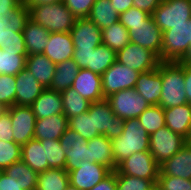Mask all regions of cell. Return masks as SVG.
I'll return each instance as SVG.
<instances>
[{"label": "cell", "mask_w": 191, "mask_h": 190, "mask_svg": "<svg viewBox=\"0 0 191 190\" xmlns=\"http://www.w3.org/2000/svg\"><path fill=\"white\" fill-rule=\"evenodd\" d=\"M29 20V9L23 2L13 12H0V48L27 55L22 31Z\"/></svg>", "instance_id": "6da1fadb"}, {"label": "cell", "mask_w": 191, "mask_h": 190, "mask_svg": "<svg viewBox=\"0 0 191 190\" xmlns=\"http://www.w3.org/2000/svg\"><path fill=\"white\" fill-rule=\"evenodd\" d=\"M149 140L150 135L141 126L138 118L124 120L122 134L111 139L115 165L133 153L149 151Z\"/></svg>", "instance_id": "7a4b0ae2"}, {"label": "cell", "mask_w": 191, "mask_h": 190, "mask_svg": "<svg viewBox=\"0 0 191 190\" xmlns=\"http://www.w3.org/2000/svg\"><path fill=\"white\" fill-rule=\"evenodd\" d=\"M162 92L159 106L163 109L188 103L184 83V62H161Z\"/></svg>", "instance_id": "3957f363"}, {"label": "cell", "mask_w": 191, "mask_h": 190, "mask_svg": "<svg viewBox=\"0 0 191 190\" xmlns=\"http://www.w3.org/2000/svg\"><path fill=\"white\" fill-rule=\"evenodd\" d=\"M29 19L40 24L50 33L70 32L76 17L65 6L64 2L32 6L29 8Z\"/></svg>", "instance_id": "277c9868"}, {"label": "cell", "mask_w": 191, "mask_h": 190, "mask_svg": "<svg viewBox=\"0 0 191 190\" xmlns=\"http://www.w3.org/2000/svg\"><path fill=\"white\" fill-rule=\"evenodd\" d=\"M191 46V19L163 32L161 62H181Z\"/></svg>", "instance_id": "5b68a950"}, {"label": "cell", "mask_w": 191, "mask_h": 190, "mask_svg": "<svg viewBox=\"0 0 191 190\" xmlns=\"http://www.w3.org/2000/svg\"><path fill=\"white\" fill-rule=\"evenodd\" d=\"M151 16L162 32L187 24L191 19V0H163Z\"/></svg>", "instance_id": "8992f818"}, {"label": "cell", "mask_w": 191, "mask_h": 190, "mask_svg": "<svg viewBox=\"0 0 191 190\" xmlns=\"http://www.w3.org/2000/svg\"><path fill=\"white\" fill-rule=\"evenodd\" d=\"M114 114L123 120L138 118L151 105L134 88L118 91L106 98Z\"/></svg>", "instance_id": "52a82bcc"}, {"label": "cell", "mask_w": 191, "mask_h": 190, "mask_svg": "<svg viewBox=\"0 0 191 190\" xmlns=\"http://www.w3.org/2000/svg\"><path fill=\"white\" fill-rule=\"evenodd\" d=\"M116 171L127 176L151 180L155 185L160 174L159 164L149 151L133 153L117 165Z\"/></svg>", "instance_id": "ba28073f"}, {"label": "cell", "mask_w": 191, "mask_h": 190, "mask_svg": "<svg viewBox=\"0 0 191 190\" xmlns=\"http://www.w3.org/2000/svg\"><path fill=\"white\" fill-rule=\"evenodd\" d=\"M72 58L80 69L102 75L117 59V53L104 44L95 49H74Z\"/></svg>", "instance_id": "9c48e42d"}, {"label": "cell", "mask_w": 191, "mask_h": 190, "mask_svg": "<svg viewBox=\"0 0 191 190\" xmlns=\"http://www.w3.org/2000/svg\"><path fill=\"white\" fill-rule=\"evenodd\" d=\"M185 144L186 138L165 125L150 135L149 152L160 165L175 155Z\"/></svg>", "instance_id": "30bf717a"}, {"label": "cell", "mask_w": 191, "mask_h": 190, "mask_svg": "<svg viewBox=\"0 0 191 190\" xmlns=\"http://www.w3.org/2000/svg\"><path fill=\"white\" fill-rule=\"evenodd\" d=\"M90 115H93L94 132H99L110 140L122 134L124 120L114 114L106 99L91 103Z\"/></svg>", "instance_id": "8fae6325"}, {"label": "cell", "mask_w": 191, "mask_h": 190, "mask_svg": "<svg viewBox=\"0 0 191 190\" xmlns=\"http://www.w3.org/2000/svg\"><path fill=\"white\" fill-rule=\"evenodd\" d=\"M139 72L117 60L101 75L104 99L118 91L134 88Z\"/></svg>", "instance_id": "7c38bea8"}, {"label": "cell", "mask_w": 191, "mask_h": 190, "mask_svg": "<svg viewBox=\"0 0 191 190\" xmlns=\"http://www.w3.org/2000/svg\"><path fill=\"white\" fill-rule=\"evenodd\" d=\"M116 60L139 73L156 69L161 62L154 52L131 42L117 52Z\"/></svg>", "instance_id": "4fadbf2b"}, {"label": "cell", "mask_w": 191, "mask_h": 190, "mask_svg": "<svg viewBox=\"0 0 191 190\" xmlns=\"http://www.w3.org/2000/svg\"><path fill=\"white\" fill-rule=\"evenodd\" d=\"M128 33L131 43L151 50L161 61L163 32L151 15L146 17V23L129 24Z\"/></svg>", "instance_id": "5bb4252c"}, {"label": "cell", "mask_w": 191, "mask_h": 190, "mask_svg": "<svg viewBox=\"0 0 191 190\" xmlns=\"http://www.w3.org/2000/svg\"><path fill=\"white\" fill-rule=\"evenodd\" d=\"M61 148L66 155L65 170L69 173L80 167L81 162L88 161V140L69 127L59 138Z\"/></svg>", "instance_id": "9a60e30c"}, {"label": "cell", "mask_w": 191, "mask_h": 190, "mask_svg": "<svg viewBox=\"0 0 191 190\" xmlns=\"http://www.w3.org/2000/svg\"><path fill=\"white\" fill-rule=\"evenodd\" d=\"M10 118L15 143L22 146L34 138L37 118L31 106L13 105L10 107Z\"/></svg>", "instance_id": "2e32d148"}, {"label": "cell", "mask_w": 191, "mask_h": 190, "mask_svg": "<svg viewBox=\"0 0 191 190\" xmlns=\"http://www.w3.org/2000/svg\"><path fill=\"white\" fill-rule=\"evenodd\" d=\"M111 170L101 164L91 163L90 161L81 162L76 170H71L69 182L79 190H89L101 182Z\"/></svg>", "instance_id": "e0dca14e"}, {"label": "cell", "mask_w": 191, "mask_h": 190, "mask_svg": "<svg viewBox=\"0 0 191 190\" xmlns=\"http://www.w3.org/2000/svg\"><path fill=\"white\" fill-rule=\"evenodd\" d=\"M70 34L75 49H95L102 44V30L88 18L76 19Z\"/></svg>", "instance_id": "ac0fdd59"}, {"label": "cell", "mask_w": 191, "mask_h": 190, "mask_svg": "<svg viewBox=\"0 0 191 190\" xmlns=\"http://www.w3.org/2000/svg\"><path fill=\"white\" fill-rule=\"evenodd\" d=\"M74 49L70 32H54L49 34L47 46L43 54L57 65L65 60L71 59Z\"/></svg>", "instance_id": "d6986e66"}, {"label": "cell", "mask_w": 191, "mask_h": 190, "mask_svg": "<svg viewBox=\"0 0 191 190\" xmlns=\"http://www.w3.org/2000/svg\"><path fill=\"white\" fill-rule=\"evenodd\" d=\"M72 88L91 103L104 100L101 75L87 69H79Z\"/></svg>", "instance_id": "ffe728a7"}, {"label": "cell", "mask_w": 191, "mask_h": 190, "mask_svg": "<svg viewBox=\"0 0 191 190\" xmlns=\"http://www.w3.org/2000/svg\"><path fill=\"white\" fill-rule=\"evenodd\" d=\"M15 105L30 106L45 89L26 68L16 76Z\"/></svg>", "instance_id": "44dd1931"}, {"label": "cell", "mask_w": 191, "mask_h": 190, "mask_svg": "<svg viewBox=\"0 0 191 190\" xmlns=\"http://www.w3.org/2000/svg\"><path fill=\"white\" fill-rule=\"evenodd\" d=\"M159 176L191 179V145L186 143L175 155L159 165Z\"/></svg>", "instance_id": "7402d4cb"}, {"label": "cell", "mask_w": 191, "mask_h": 190, "mask_svg": "<svg viewBox=\"0 0 191 190\" xmlns=\"http://www.w3.org/2000/svg\"><path fill=\"white\" fill-rule=\"evenodd\" d=\"M152 105H159L162 92L161 62L158 68L140 73L134 87Z\"/></svg>", "instance_id": "603a6c76"}, {"label": "cell", "mask_w": 191, "mask_h": 190, "mask_svg": "<svg viewBox=\"0 0 191 190\" xmlns=\"http://www.w3.org/2000/svg\"><path fill=\"white\" fill-rule=\"evenodd\" d=\"M30 106L37 119L63 114V103L60 92L49 88H45Z\"/></svg>", "instance_id": "cb8c5ba5"}, {"label": "cell", "mask_w": 191, "mask_h": 190, "mask_svg": "<svg viewBox=\"0 0 191 190\" xmlns=\"http://www.w3.org/2000/svg\"><path fill=\"white\" fill-rule=\"evenodd\" d=\"M69 124L64 114L37 119L34 129V138L37 140H59L67 130Z\"/></svg>", "instance_id": "d4e9b609"}, {"label": "cell", "mask_w": 191, "mask_h": 190, "mask_svg": "<svg viewBox=\"0 0 191 190\" xmlns=\"http://www.w3.org/2000/svg\"><path fill=\"white\" fill-rule=\"evenodd\" d=\"M88 161L108 167L111 171L116 170L111 140L104 135L88 140Z\"/></svg>", "instance_id": "484cf974"}, {"label": "cell", "mask_w": 191, "mask_h": 190, "mask_svg": "<svg viewBox=\"0 0 191 190\" xmlns=\"http://www.w3.org/2000/svg\"><path fill=\"white\" fill-rule=\"evenodd\" d=\"M165 125L173 132L187 138L191 129V105L170 107L164 109Z\"/></svg>", "instance_id": "4316f807"}, {"label": "cell", "mask_w": 191, "mask_h": 190, "mask_svg": "<svg viewBox=\"0 0 191 190\" xmlns=\"http://www.w3.org/2000/svg\"><path fill=\"white\" fill-rule=\"evenodd\" d=\"M25 68L32 73L44 88L51 86L56 64L51 62L45 54L40 53L27 56Z\"/></svg>", "instance_id": "83f0119b"}, {"label": "cell", "mask_w": 191, "mask_h": 190, "mask_svg": "<svg viewBox=\"0 0 191 190\" xmlns=\"http://www.w3.org/2000/svg\"><path fill=\"white\" fill-rule=\"evenodd\" d=\"M22 33L27 56L44 52L50 34L47 29L29 19Z\"/></svg>", "instance_id": "f1b7e54d"}, {"label": "cell", "mask_w": 191, "mask_h": 190, "mask_svg": "<svg viewBox=\"0 0 191 190\" xmlns=\"http://www.w3.org/2000/svg\"><path fill=\"white\" fill-rule=\"evenodd\" d=\"M21 160L37 173L48 169L45 149L41 141L35 138L22 145Z\"/></svg>", "instance_id": "f546056e"}, {"label": "cell", "mask_w": 191, "mask_h": 190, "mask_svg": "<svg viewBox=\"0 0 191 190\" xmlns=\"http://www.w3.org/2000/svg\"><path fill=\"white\" fill-rule=\"evenodd\" d=\"M78 65L73 58L63 61L56 65L55 74L49 89L63 92L72 87L76 75L79 71Z\"/></svg>", "instance_id": "4dcf8cb0"}, {"label": "cell", "mask_w": 191, "mask_h": 190, "mask_svg": "<svg viewBox=\"0 0 191 190\" xmlns=\"http://www.w3.org/2000/svg\"><path fill=\"white\" fill-rule=\"evenodd\" d=\"M87 18L103 30L118 22L119 14L110 0H95Z\"/></svg>", "instance_id": "1f68e13d"}, {"label": "cell", "mask_w": 191, "mask_h": 190, "mask_svg": "<svg viewBox=\"0 0 191 190\" xmlns=\"http://www.w3.org/2000/svg\"><path fill=\"white\" fill-rule=\"evenodd\" d=\"M69 183V174L65 169L48 168L38 173L36 190H65Z\"/></svg>", "instance_id": "d6a6232c"}, {"label": "cell", "mask_w": 191, "mask_h": 190, "mask_svg": "<svg viewBox=\"0 0 191 190\" xmlns=\"http://www.w3.org/2000/svg\"><path fill=\"white\" fill-rule=\"evenodd\" d=\"M63 103V114L69 120L89 110L91 102L83 98L72 87L60 92Z\"/></svg>", "instance_id": "836d02e7"}, {"label": "cell", "mask_w": 191, "mask_h": 190, "mask_svg": "<svg viewBox=\"0 0 191 190\" xmlns=\"http://www.w3.org/2000/svg\"><path fill=\"white\" fill-rule=\"evenodd\" d=\"M4 172L11 178L17 179L23 190H36L38 173L32 170L22 160L7 167Z\"/></svg>", "instance_id": "e575fe53"}, {"label": "cell", "mask_w": 191, "mask_h": 190, "mask_svg": "<svg viewBox=\"0 0 191 190\" xmlns=\"http://www.w3.org/2000/svg\"><path fill=\"white\" fill-rule=\"evenodd\" d=\"M129 42L128 30L119 21L102 30V44L116 53Z\"/></svg>", "instance_id": "d590c367"}, {"label": "cell", "mask_w": 191, "mask_h": 190, "mask_svg": "<svg viewBox=\"0 0 191 190\" xmlns=\"http://www.w3.org/2000/svg\"><path fill=\"white\" fill-rule=\"evenodd\" d=\"M138 119L148 135L165 126L164 109L159 105L148 107Z\"/></svg>", "instance_id": "8d00e7d4"}, {"label": "cell", "mask_w": 191, "mask_h": 190, "mask_svg": "<svg viewBox=\"0 0 191 190\" xmlns=\"http://www.w3.org/2000/svg\"><path fill=\"white\" fill-rule=\"evenodd\" d=\"M27 55H17V51H3L0 48V74L16 76L25 68Z\"/></svg>", "instance_id": "74e56055"}, {"label": "cell", "mask_w": 191, "mask_h": 190, "mask_svg": "<svg viewBox=\"0 0 191 190\" xmlns=\"http://www.w3.org/2000/svg\"><path fill=\"white\" fill-rule=\"evenodd\" d=\"M68 124L70 129L78 132L85 140H91L101 135L99 132H94L93 115H90V107L87 112L70 118Z\"/></svg>", "instance_id": "f35d334b"}, {"label": "cell", "mask_w": 191, "mask_h": 190, "mask_svg": "<svg viewBox=\"0 0 191 190\" xmlns=\"http://www.w3.org/2000/svg\"><path fill=\"white\" fill-rule=\"evenodd\" d=\"M45 149L48 168L65 169L66 155L59 140H40Z\"/></svg>", "instance_id": "ab89813d"}, {"label": "cell", "mask_w": 191, "mask_h": 190, "mask_svg": "<svg viewBox=\"0 0 191 190\" xmlns=\"http://www.w3.org/2000/svg\"><path fill=\"white\" fill-rule=\"evenodd\" d=\"M22 146L15 142L0 140V169L4 171L13 163L21 161Z\"/></svg>", "instance_id": "60d3db41"}, {"label": "cell", "mask_w": 191, "mask_h": 190, "mask_svg": "<svg viewBox=\"0 0 191 190\" xmlns=\"http://www.w3.org/2000/svg\"><path fill=\"white\" fill-rule=\"evenodd\" d=\"M117 190H154L156 185L151 180L127 176L115 170Z\"/></svg>", "instance_id": "b9f144b4"}, {"label": "cell", "mask_w": 191, "mask_h": 190, "mask_svg": "<svg viewBox=\"0 0 191 190\" xmlns=\"http://www.w3.org/2000/svg\"><path fill=\"white\" fill-rule=\"evenodd\" d=\"M15 96V76L0 74V102L7 108H10L15 105Z\"/></svg>", "instance_id": "7bdbcfd3"}, {"label": "cell", "mask_w": 191, "mask_h": 190, "mask_svg": "<svg viewBox=\"0 0 191 190\" xmlns=\"http://www.w3.org/2000/svg\"><path fill=\"white\" fill-rule=\"evenodd\" d=\"M159 190H191V179L174 176H159L156 184Z\"/></svg>", "instance_id": "ee69618b"}, {"label": "cell", "mask_w": 191, "mask_h": 190, "mask_svg": "<svg viewBox=\"0 0 191 190\" xmlns=\"http://www.w3.org/2000/svg\"><path fill=\"white\" fill-rule=\"evenodd\" d=\"M65 6L78 18H87L95 0H64Z\"/></svg>", "instance_id": "f6af8a7d"}, {"label": "cell", "mask_w": 191, "mask_h": 190, "mask_svg": "<svg viewBox=\"0 0 191 190\" xmlns=\"http://www.w3.org/2000/svg\"><path fill=\"white\" fill-rule=\"evenodd\" d=\"M149 14L141 9L131 7L119 15V22L129 30V24L146 23V17Z\"/></svg>", "instance_id": "bcb514c9"}, {"label": "cell", "mask_w": 191, "mask_h": 190, "mask_svg": "<svg viewBox=\"0 0 191 190\" xmlns=\"http://www.w3.org/2000/svg\"><path fill=\"white\" fill-rule=\"evenodd\" d=\"M0 140L14 142L10 108H7V111L0 115Z\"/></svg>", "instance_id": "7dc6e473"}, {"label": "cell", "mask_w": 191, "mask_h": 190, "mask_svg": "<svg viewBox=\"0 0 191 190\" xmlns=\"http://www.w3.org/2000/svg\"><path fill=\"white\" fill-rule=\"evenodd\" d=\"M0 190H23L17 179L9 177L4 171L0 174Z\"/></svg>", "instance_id": "c3c4849f"}, {"label": "cell", "mask_w": 191, "mask_h": 190, "mask_svg": "<svg viewBox=\"0 0 191 190\" xmlns=\"http://www.w3.org/2000/svg\"><path fill=\"white\" fill-rule=\"evenodd\" d=\"M89 190H117L115 171H111L101 182Z\"/></svg>", "instance_id": "681fc988"}, {"label": "cell", "mask_w": 191, "mask_h": 190, "mask_svg": "<svg viewBox=\"0 0 191 190\" xmlns=\"http://www.w3.org/2000/svg\"><path fill=\"white\" fill-rule=\"evenodd\" d=\"M162 1L163 0H133V7L152 15Z\"/></svg>", "instance_id": "f907efd6"}, {"label": "cell", "mask_w": 191, "mask_h": 190, "mask_svg": "<svg viewBox=\"0 0 191 190\" xmlns=\"http://www.w3.org/2000/svg\"><path fill=\"white\" fill-rule=\"evenodd\" d=\"M184 83L187 101L191 105V63L184 62Z\"/></svg>", "instance_id": "816d5d0a"}, {"label": "cell", "mask_w": 191, "mask_h": 190, "mask_svg": "<svg viewBox=\"0 0 191 190\" xmlns=\"http://www.w3.org/2000/svg\"><path fill=\"white\" fill-rule=\"evenodd\" d=\"M110 2L119 15L133 7V0H110Z\"/></svg>", "instance_id": "f5cc1de1"}, {"label": "cell", "mask_w": 191, "mask_h": 190, "mask_svg": "<svg viewBox=\"0 0 191 190\" xmlns=\"http://www.w3.org/2000/svg\"><path fill=\"white\" fill-rule=\"evenodd\" d=\"M21 3L20 0H0V12H13Z\"/></svg>", "instance_id": "db71d44e"}, {"label": "cell", "mask_w": 191, "mask_h": 190, "mask_svg": "<svg viewBox=\"0 0 191 190\" xmlns=\"http://www.w3.org/2000/svg\"><path fill=\"white\" fill-rule=\"evenodd\" d=\"M63 1L64 0H23V4L29 9L32 6L54 4V3L63 2Z\"/></svg>", "instance_id": "11a10c76"}, {"label": "cell", "mask_w": 191, "mask_h": 190, "mask_svg": "<svg viewBox=\"0 0 191 190\" xmlns=\"http://www.w3.org/2000/svg\"><path fill=\"white\" fill-rule=\"evenodd\" d=\"M182 61L185 63H191V46H190V49H189L187 55L185 56V58Z\"/></svg>", "instance_id": "9f6ffc18"}, {"label": "cell", "mask_w": 191, "mask_h": 190, "mask_svg": "<svg viewBox=\"0 0 191 190\" xmlns=\"http://www.w3.org/2000/svg\"><path fill=\"white\" fill-rule=\"evenodd\" d=\"M7 111V107L0 102V115Z\"/></svg>", "instance_id": "6f0895ef"}, {"label": "cell", "mask_w": 191, "mask_h": 190, "mask_svg": "<svg viewBox=\"0 0 191 190\" xmlns=\"http://www.w3.org/2000/svg\"><path fill=\"white\" fill-rule=\"evenodd\" d=\"M65 190H79L76 186H73L71 183H69Z\"/></svg>", "instance_id": "680465c9"}, {"label": "cell", "mask_w": 191, "mask_h": 190, "mask_svg": "<svg viewBox=\"0 0 191 190\" xmlns=\"http://www.w3.org/2000/svg\"><path fill=\"white\" fill-rule=\"evenodd\" d=\"M186 143L191 145V129H190V133H189L188 137L186 138Z\"/></svg>", "instance_id": "91938a15"}]
</instances>
